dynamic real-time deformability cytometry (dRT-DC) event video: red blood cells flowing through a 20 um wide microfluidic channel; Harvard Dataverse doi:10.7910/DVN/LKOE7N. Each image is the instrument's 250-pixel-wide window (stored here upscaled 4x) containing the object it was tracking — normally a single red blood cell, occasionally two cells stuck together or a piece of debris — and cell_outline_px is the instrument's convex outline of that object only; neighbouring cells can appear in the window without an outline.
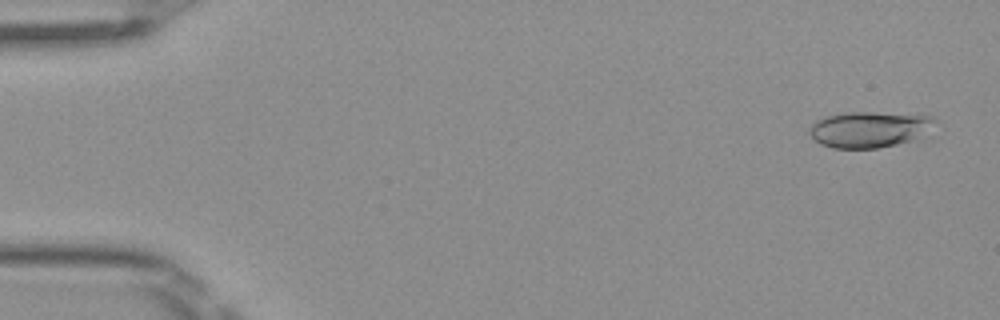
{"species": "Egyptian fruit bat (a non-hibernating species)", "species_latin": "Rousettus aegyptiacus", "temperature_condition": "room temperature", "stored_images_in_passage": 50, "camera_frame_rate_fps": 3000, "um_per_image_px": 0.085, "frame": {"image": 1, "passage_image": 2, "time_ms": 0.333, "image_size_px": [1000, 320], "cell_outline_px": [[936, 120], [916, 136], [908, 140], [896, 144], [876, 148], [832, 148], [820, 144], [808, 132], [808, 128], [816, 120], [824, 116], [844, 112], [872, 112], [932, 116]], "centroid_in_image_um": [73.73, 10.98], "position_along_channel_um": 11.3, "area_um2": 25.61}}
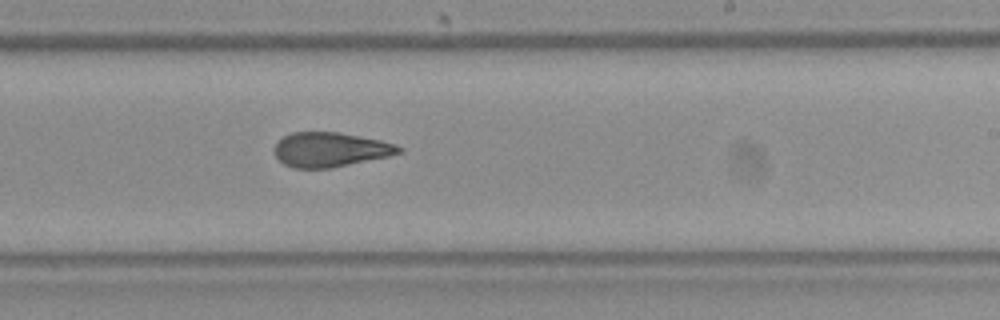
{"frame": {"image": 2, "passage_image": 30, "time_ms": 9.667, "image_size_px": [1000, 320], "cell_outline_px": [[404, 152], [388, 156], [332, 168], [296, 168], [284, 164], [272, 152], [272, 148], [276, 140], [292, 132], [340, 132], [380, 140], [396, 144], [404, 148]], "centroid_in_image_um": [28.05, 12.71], "position_along_channel_um": 260.9, "area_um2": 25.32}}
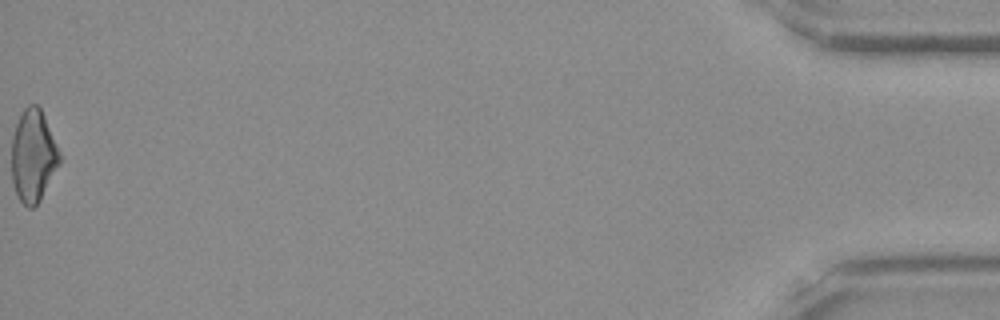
{"frame": {"image": 3, "passage_image": 50, "time_ms": 16.333, "image_size_px": [1000, 320], "cell_outline_px": [[60, 164], [40, 200], [32, 208], [28, 208], [20, 200], [16, 192], [12, 180], [12, 136], [16, 124], [24, 108], [28, 104], [36, 104], [40, 108], [44, 116], [60, 152]], "centroid_in_image_um": [2.82, 13.25], "position_along_channel_um": 432.4, "area_um2": 25.61}, "authors_computed_cell_mechanics": {"area_um2": 25.7499, "velocity_mm_per_s": 4.0618, "shape_relaxation_time_tau1_ms": null, "shape_relaxation_time_tau2_ms": 2.3052, "deformation_change_tau1": null, "deformation_change_tau2": 0.0953}}